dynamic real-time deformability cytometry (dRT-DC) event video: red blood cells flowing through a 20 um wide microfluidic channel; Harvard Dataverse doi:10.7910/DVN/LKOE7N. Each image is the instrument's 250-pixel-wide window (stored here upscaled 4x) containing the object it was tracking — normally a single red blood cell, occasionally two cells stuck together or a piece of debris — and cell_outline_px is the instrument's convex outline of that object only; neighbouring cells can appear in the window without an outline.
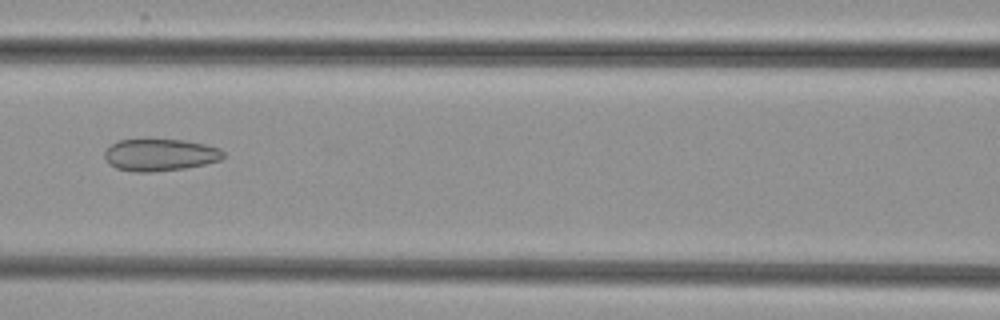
{"species": "common noctule bat (a hibernating species)", "species_latin": "Nyctalus noctula", "temperature_condition": "cold", "stored_images_in_passage": 5, "camera_frame_rate_fps": 3000, "um_per_image_px": 0.085, "animal": {"sex": "female", "body_mass_g": 29.2, "forearm_length_mm": 56.3}, "frame": {"image": 1, "passage_image": 5, "time_ms": 4.667, "image_size_px": [1000, 320], "cell_outline_px": [[224, 156], [220, 160], [204, 164], [184, 168], [152, 172], [136, 172], [116, 168], [108, 164], [104, 160], [104, 152], [112, 144], [120, 140], [148, 136], [184, 140], [204, 144], [220, 148], [224, 152]], "centroid_in_image_um": [13.55, 13.12], "position_along_channel_um": 153.0, "area_um2": 23.0}}